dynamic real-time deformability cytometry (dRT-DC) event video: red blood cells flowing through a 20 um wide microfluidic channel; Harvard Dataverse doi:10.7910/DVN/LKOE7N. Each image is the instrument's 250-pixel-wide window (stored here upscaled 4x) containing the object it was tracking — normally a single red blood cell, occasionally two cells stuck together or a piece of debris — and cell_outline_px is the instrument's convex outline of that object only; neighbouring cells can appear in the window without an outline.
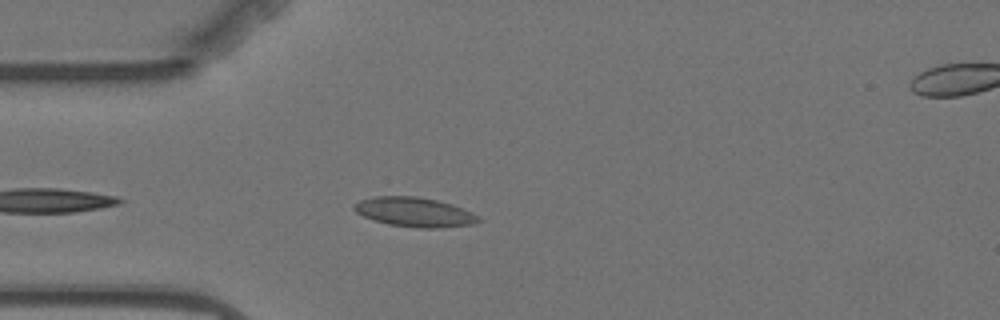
{"species": "Egyptian fruit bat (a non-hibernating species)", "species_latin": "Rousettus aegyptiacus", "temperature_condition": "warm", "stored_images_in_passage": 2, "segment_of_instrument_passage": [1, 2], "camera_frame_rate_fps": 3000, "um_per_image_px": 0.085, "animal": {"sex": "female"}, "frame": {"image": 1, "passage_image": 1, "time_ms": 0.0, "image_size_px": [1000, 320], "cell_outline_px": [[480, 220], [472, 224], [440, 228], [420, 228], [388, 224], [364, 216], [356, 212], [352, 208], [360, 200], [376, 196], [416, 196], [436, 200], [452, 204], [472, 212]], "centroid_in_image_um": [35.23, 18.02], "position_along_channel_um": 49.8, "area_um2": 21.04}}